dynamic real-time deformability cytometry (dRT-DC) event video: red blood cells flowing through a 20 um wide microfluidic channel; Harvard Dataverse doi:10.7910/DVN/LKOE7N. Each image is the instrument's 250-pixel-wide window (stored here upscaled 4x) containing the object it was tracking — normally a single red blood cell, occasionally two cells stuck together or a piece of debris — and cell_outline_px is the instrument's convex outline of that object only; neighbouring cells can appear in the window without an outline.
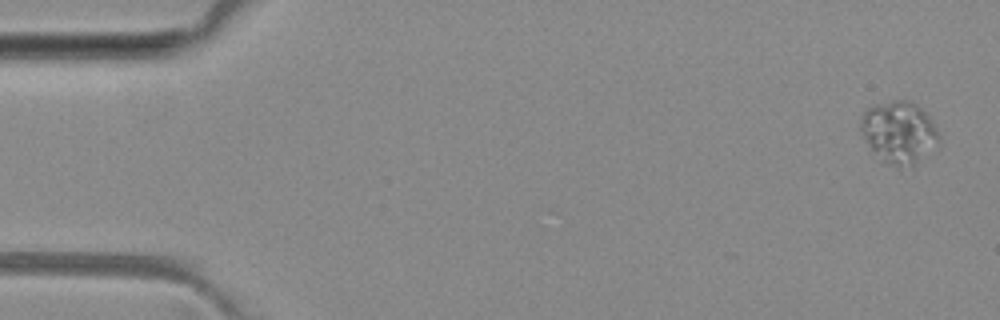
{"species": "common noctule bat (a hibernating species)", "species_latin": "Nyctalus noctula", "temperature_condition": "room temperature", "stored_images_in_passage": 5, "camera_frame_rate_fps": 3000, "um_per_image_px": 0.085, "animal": {"sex": "female", "body_mass_g": 29.2, "forearm_length_mm": 56.3}, "frame": {"image": 1, "passage_image": 1, "time_ms": 0.0, "image_size_px": [1000, 320], "cell_outline_px": [[940, 144], [936, 148], [912, 168], [900, 168], [888, 164], [868, 144], [860, 132], [860, 116], [872, 104], [892, 100], [912, 100], [932, 120], [940, 140]], "centroid_in_image_um": [76.43, 11.25], "position_along_channel_um": 8.6, "area_um2": 28.67}}